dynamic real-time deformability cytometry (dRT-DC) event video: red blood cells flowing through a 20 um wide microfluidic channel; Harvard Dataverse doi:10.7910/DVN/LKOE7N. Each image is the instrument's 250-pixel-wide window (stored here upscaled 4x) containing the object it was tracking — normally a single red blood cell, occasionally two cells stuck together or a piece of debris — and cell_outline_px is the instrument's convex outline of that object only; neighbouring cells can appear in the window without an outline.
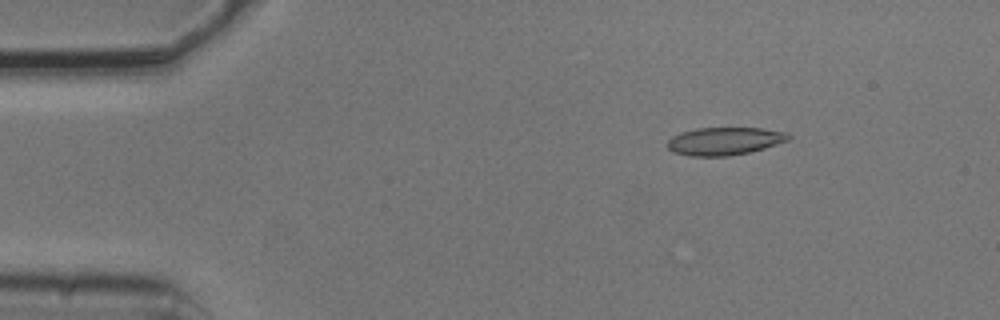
{"species": "common noctule bat (a hibernating species)", "species_latin": "Nyctalus noctula", "temperature_condition": "cold", "stored_images_in_passage": 5, "camera_frame_rate_fps": 3000, "um_per_image_px": 0.085, "animal": {"sex": "male", "body_mass_g": 20.5, "forearm_length_mm": 52.5}, "frame": {"image": 1, "passage_image": 3, "time_ms": 0.667, "image_size_px": [1000, 320], "cell_outline_px": [[792, 136], [788, 140], [764, 148], [748, 152], [728, 156], [688, 156], [672, 152], [668, 148], [668, 140], [672, 136], [680, 132], [696, 128], [764, 128], [788, 132]], "centroid_in_image_um": [61.57, 11.99], "position_along_channel_um": 23.4, "area_um2": 19.71}}
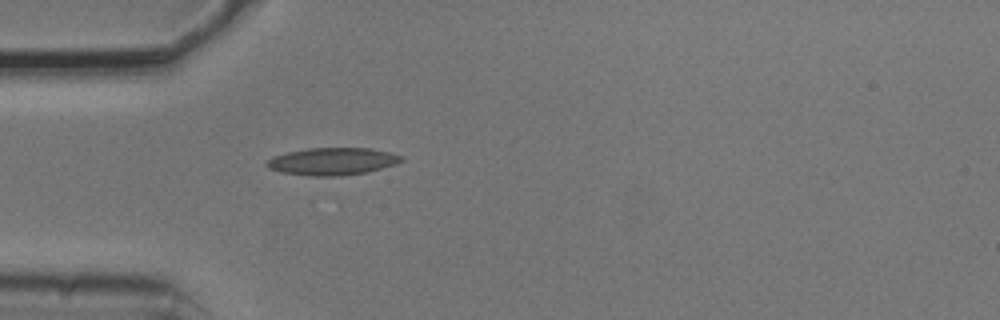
{"frame": {"image": 2, "passage_image": 5, "time_ms": 1.333, "image_size_px": [1000, 320], "cell_outline_px": [[404, 160], [396, 164], [364, 172], [340, 176], [308, 176], [280, 172], [268, 168], [264, 164], [272, 156], [288, 152], [308, 148], [368, 148], [388, 152], [404, 156]], "centroid_in_image_um": [28.22, 13.72], "position_along_channel_um": 56.8, "area_um2": 21.44}}